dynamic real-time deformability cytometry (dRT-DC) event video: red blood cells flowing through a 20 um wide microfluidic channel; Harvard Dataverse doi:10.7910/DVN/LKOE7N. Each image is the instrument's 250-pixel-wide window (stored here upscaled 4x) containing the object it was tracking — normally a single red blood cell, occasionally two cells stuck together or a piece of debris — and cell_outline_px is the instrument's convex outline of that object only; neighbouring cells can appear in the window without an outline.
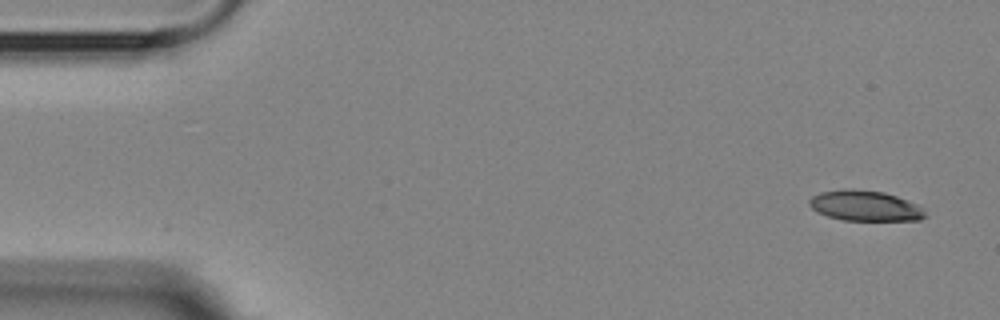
{"species": "Egyptian fruit bat (a non-hibernating species)", "species_latin": "Rousettus aegyptiacus", "temperature_condition": "room temperature", "stored_images_in_passage": 5, "camera_frame_rate_fps": 3000, "um_per_image_px": 0.085, "animal": {"sex": "female"}, "frame": {"image": 1, "passage_image": 1, "time_ms": 0.0, "image_size_px": [1000, 320], "cell_outline_px": [[928, 216], [920, 220], [844, 220], [828, 216], [816, 212], [808, 204], [808, 200], [812, 196], [820, 192], [844, 188], [852, 188], [884, 192], [896, 196], [916, 204]], "centroid_in_image_um": [73.48, 17.48], "position_along_channel_um": 11.5, "area_um2": 20.58}}
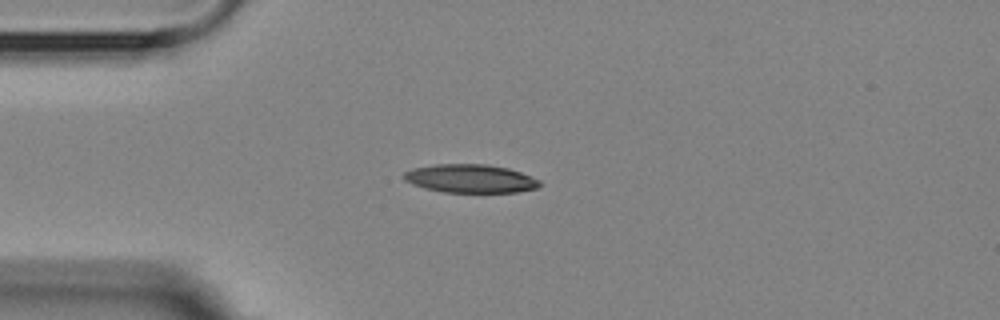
{"frame": {"image": 2, "passage_image": 4, "time_ms": 3.667, "image_size_px": [1000, 320], "cell_outline_px": [[544, 184], [536, 188], [516, 192], [440, 192], [424, 188], [412, 184], [404, 180], [404, 172], [412, 168], [436, 164], [484, 164], [508, 168], [520, 172], [540, 180]], "centroid_in_image_um": [39.97, 15.18], "position_along_channel_um": 45.0, "area_um2": 22.54}}
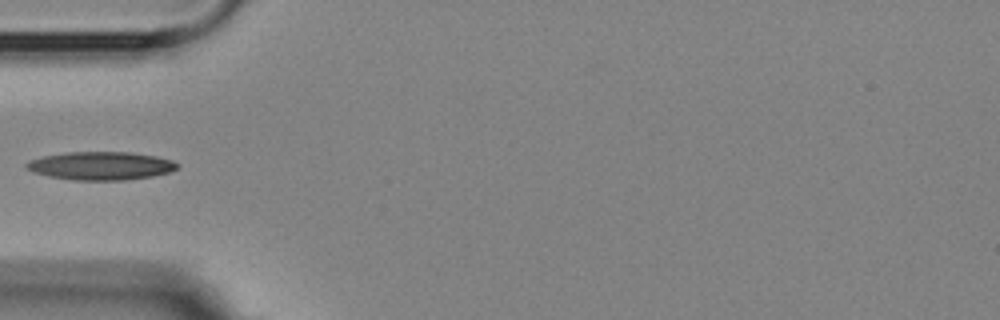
{"frame": {"image": 3, "passage_image": 5, "time_ms": 5.0, "image_size_px": [1000, 320], "cell_outline_px": [[180, 168], [168, 172], [152, 176], [124, 180], [76, 180], [52, 176], [36, 172], [28, 168], [24, 164], [28, 160], [44, 156], [68, 152], [132, 152], [156, 156], [172, 160], [180, 164]], "centroid_in_image_um": [8.64, 14.08], "position_along_channel_um": 76.4, "area_um2": 24.62}}